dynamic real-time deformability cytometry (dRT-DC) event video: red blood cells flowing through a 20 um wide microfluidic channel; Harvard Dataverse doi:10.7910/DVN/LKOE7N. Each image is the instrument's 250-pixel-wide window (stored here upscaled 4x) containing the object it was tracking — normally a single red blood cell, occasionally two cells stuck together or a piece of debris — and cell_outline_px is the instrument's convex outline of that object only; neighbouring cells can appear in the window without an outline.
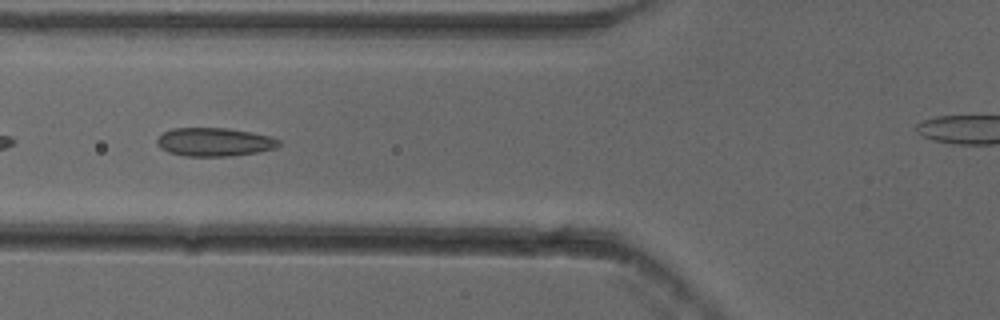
{"species": "common noctule bat (a hibernating species)", "species_latin": "Nyctalus noctula", "temperature_condition": "cold", "stored_images_in_passage": 48, "camera_frame_rate_fps": 3000, "um_per_image_px": 0.085, "animal": {"sex": "female"}, "frame": {"image": 1, "passage_image": 21, "time_ms": 6.667, "image_size_px": [1000, 320], "cell_outline_px": [[280, 144], [276, 148], [256, 152], [232, 156], [184, 156], [168, 152], [160, 148], [156, 144], [156, 140], [164, 132], [172, 128], [228, 128], [252, 132], [272, 136], [280, 140]], "centroid_in_image_um": [18.23, 12.07], "position_along_channel_um": 107.6, "area_um2": 20.35}}